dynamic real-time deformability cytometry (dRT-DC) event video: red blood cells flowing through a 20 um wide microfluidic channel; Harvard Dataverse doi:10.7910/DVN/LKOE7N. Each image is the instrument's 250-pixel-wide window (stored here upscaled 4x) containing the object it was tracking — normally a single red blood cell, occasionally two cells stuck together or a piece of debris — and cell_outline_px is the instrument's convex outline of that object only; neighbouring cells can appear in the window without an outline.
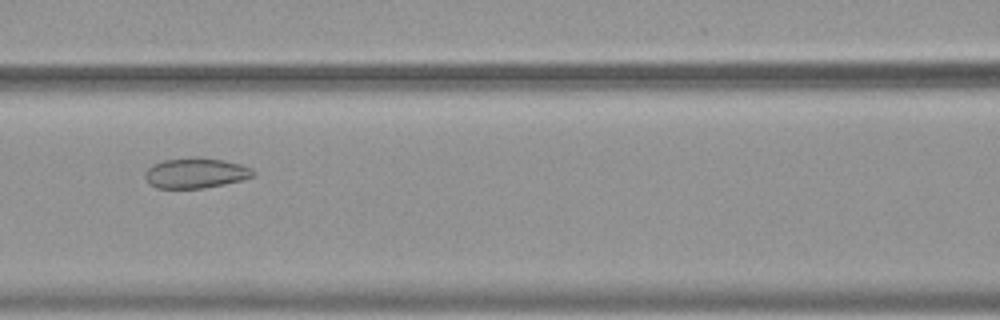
{"species": "common noctule bat (a hibernating species)", "species_latin": "Nyctalus noctula", "temperature_condition": "warm", "stored_images_in_passage": 54, "camera_frame_rate_fps": 3000, "um_per_image_px": 0.085, "animal": {"sex": "female", "body_mass_g": 19.9}, "frame": {"image": 1, "passage_image": 25, "time_ms": 8.0, "image_size_px": [1000, 320], "cell_outline_px": [[256, 172], [252, 176], [240, 180], [224, 184], [204, 188], [156, 188], [148, 184], [144, 176], [144, 172], [152, 164], [164, 160], [192, 156], [196, 156], [224, 160], [240, 164], [252, 168]], "centroid_in_image_um": [16.59, 14.69], "position_along_channel_um": 150.0, "area_um2": 19.31}}
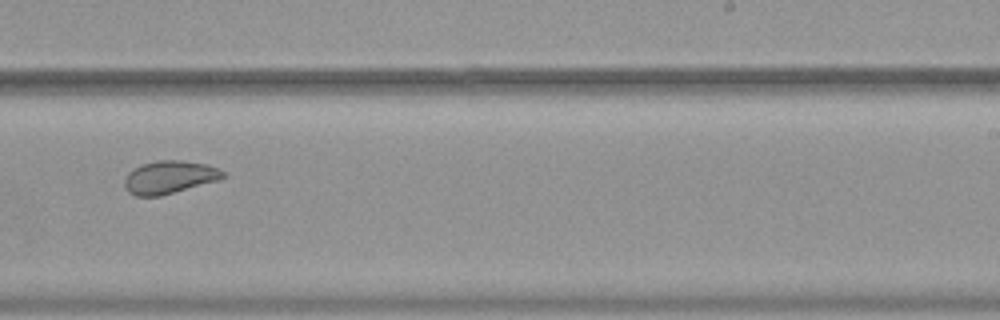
{"frame": {"image": 2, "passage_image": 35, "time_ms": 11.333, "image_size_px": [1000, 320], "cell_outline_px": [[224, 176], [220, 180], [160, 196], [136, 196], [128, 192], [124, 184], [124, 180], [128, 172], [144, 164], [156, 160], [180, 160], [208, 164], [224, 172]], "centroid_in_image_um": [14.4, 15.07], "position_along_channel_um": 274.6, "area_um2": 18.79}}
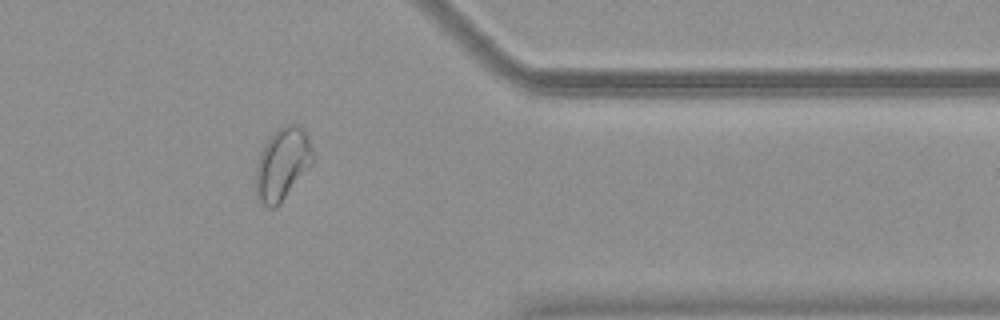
{"frame": {"image": 3, "passage_image": 45, "time_ms": 14.667, "image_size_px": [1000, 320], "cell_outline_px": [[312, 164], [280, 204], [276, 208], [268, 208], [256, 196], [256, 164], [260, 152], [264, 144], [280, 128], [288, 124], [296, 124], [308, 136], [312, 148]], "centroid_in_image_um": [23.99, 13.97], "position_along_channel_um": 387.4, "area_um2": 23.64}, "authors_computed_cell_mechanics": {"area_um2": 24.8829, "velocity_mm_per_s": 3.7567, "shape_relaxation_time_tau1_ms": null, "shape_relaxation_time_tau2_ms": 1.8846, "deformation_change_tau1": null, "deformation_change_tau2": 0.07}}